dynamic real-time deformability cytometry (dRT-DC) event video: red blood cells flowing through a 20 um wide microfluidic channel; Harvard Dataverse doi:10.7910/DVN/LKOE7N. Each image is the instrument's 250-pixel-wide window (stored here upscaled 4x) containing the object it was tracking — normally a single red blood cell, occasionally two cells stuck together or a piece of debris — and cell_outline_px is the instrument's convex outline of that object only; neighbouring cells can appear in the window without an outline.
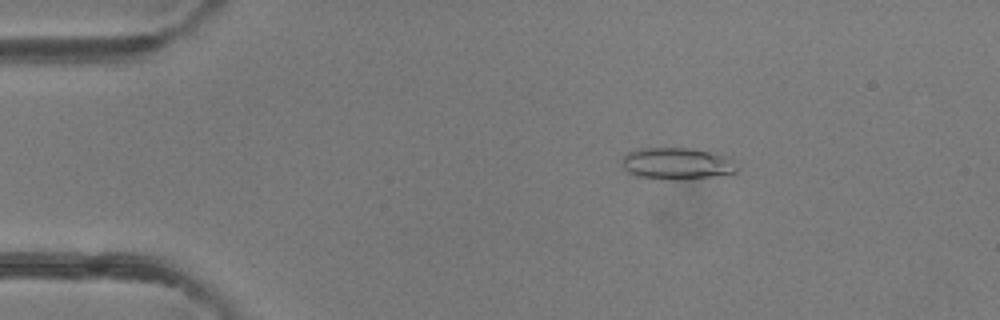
{"species": "common noctule bat (a hibernating species)", "species_latin": "Nyctalus noctula", "temperature_condition": "room temperature", "stored_images_in_passage": 45, "camera_frame_rate_fps": 3000, "um_per_image_px": 0.085, "animal": {"sex": "female"}, "frame": {"image": 1, "passage_image": 5, "time_ms": 1.333, "image_size_px": [1000, 320], "cell_outline_px": [[740, 168], [736, 172], [688, 180], [664, 180], [636, 176], [628, 172], [624, 168], [620, 160], [628, 152], [636, 148], [688, 148], [720, 152], [728, 156]], "centroid_in_image_um": [57.56, 13.9], "position_along_channel_um": 27.4, "area_um2": 21.96}}
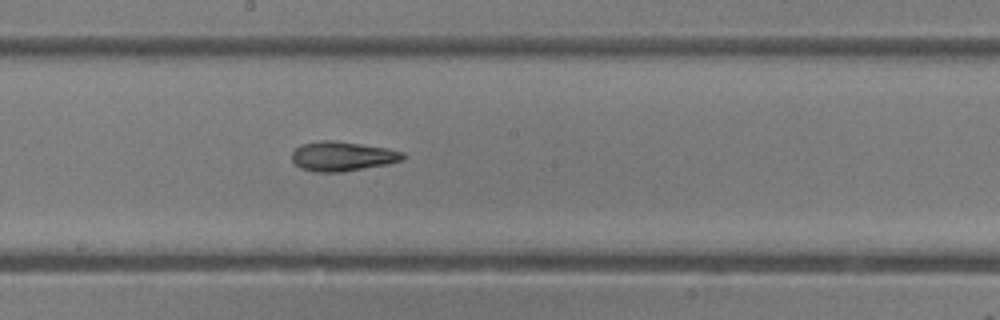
{"frame": {"image": 2, "passage_image": 23, "time_ms": 7.333, "image_size_px": [1000, 320], "cell_outline_px": [[404, 160], [388, 164], [344, 172], [316, 172], [300, 168], [292, 160], [292, 152], [300, 144], [320, 140], [332, 140], [388, 148], [404, 152]], "centroid_in_image_um": [29.1, 13.28], "position_along_channel_um": 219.1, "area_um2": 19.25}}
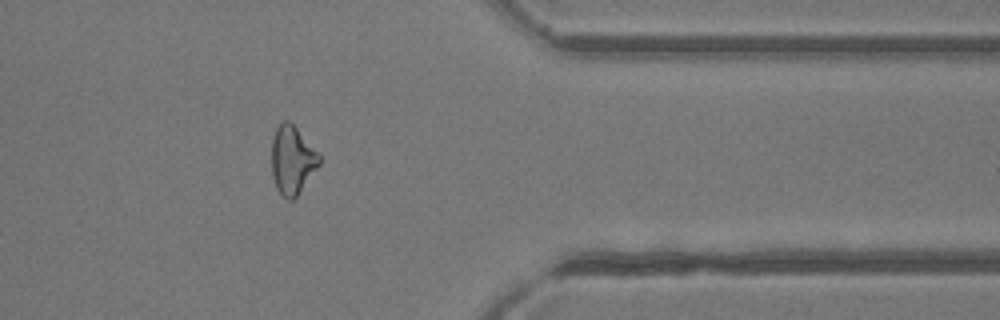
{"frame": {"image": 3, "passage_image": 36, "time_ms": 11.667, "image_size_px": [1000, 320], "cell_outline_px": [[320, 164], [296, 196], [292, 200], [288, 200], [276, 188], [272, 176], [272, 136], [276, 128], [284, 120], [288, 120], [320, 152]], "centroid_in_image_um": [24.84, 13.58], "position_along_channel_um": 386.6, "area_um2": 18.9}, "authors_computed_cell_mechanics": {"area_um2": 19.5942, "velocity_mm_per_s": 4.2547, "shape_relaxation_time_tau1_ms": null, "shape_relaxation_time_tau2_ms": 5.3352, "deformation_change_tau1": null, "deformation_change_tau2": 0.1679}}